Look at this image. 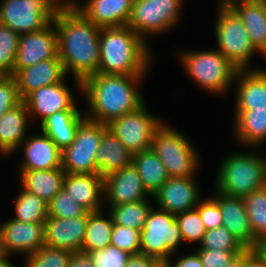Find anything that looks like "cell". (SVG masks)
Instances as JSON below:
<instances>
[{
	"instance_id": "8992f818",
	"label": "cell",
	"mask_w": 266,
	"mask_h": 267,
	"mask_svg": "<svg viewBox=\"0 0 266 267\" xmlns=\"http://www.w3.org/2000/svg\"><path fill=\"white\" fill-rule=\"evenodd\" d=\"M164 122L154 133L152 151L159 157L171 178L195 176L199 156L190 140Z\"/></svg>"
},
{
	"instance_id": "6da1fadb",
	"label": "cell",
	"mask_w": 266,
	"mask_h": 267,
	"mask_svg": "<svg viewBox=\"0 0 266 267\" xmlns=\"http://www.w3.org/2000/svg\"><path fill=\"white\" fill-rule=\"evenodd\" d=\"M54 25L58 56L66 74H73L76 89L81 93V82L98 73L101 28L86 19L69 1L56 13Z\"/></svg>"
},
{
	"instance_id": "52a82bcc",
	"label": "cell",
	"mask_w": 266,
	"mask_h": 267,
	"mask_svg": "<svg viewBox=\"0 0 266 267\" xmlns=\"http://www.w3.org/2000/svg\"><path fill=\"white\" fill-rule=\"evenodd\" d=\"M216 8V50L239 70L251 69V59L258 51L252 45L241 18L231 7Z\"/></svg>"
},
{
	"instance_id": "b9f144b4",
	"label": "cell",
	"mask_w": 266,
	"mask_h": 267,
	"mask_svg": "<svg viewBox=\"0 0 266 267\" xmlns=\"http://www.w3.org/2000/svg\"><path fill=\"white\" fill-rule=\"evenodd\" d=\"M196 209L207 231L222 226V213L219 206V192L217 190L214 196L201 200Z\"/></svg>"
},
{
	"instance_id": "6f0895ef",
	"label": "cell",
	"mask_w": 266,
	"mask_h": 267,
	"mask_svg": "<svg viewBox=\"0 0 266 267\" xmlns=\"http://www.w3.org/2000/svg\"><path fill=\"white\" fill-rule=\"evenodd\" d=\"M4 76V74H2L1 72H0V78H2Z\"/></svg>"
},
{
	"instance_id": "ba28073f",
	"label": "cell",
	"mask_w": 266,
	"mask_h": 267,
	"mask_svg": "<svg viewBox=\"0 0 266 267\" xmlns=\"http://www.w3.org/2000/svg\"><path fill=\"white\" fill-rule=\"evenodd\" d=\"M68 0H2L0 24L17 34L41 30L54 22L56 13Z\"/></svg>"
},
{
	"instance_id": "cb8c5ba5",
	"label": "cell",
	"mask_w": 266,
	"mask_h": 267,
	"mask_svg": "<svg viewBox=\"0 0 266 267\" xmlns=\"http://www.w3.org/2000/svg\"><path fill=\"white\" fill-rule=\"evenodd\" d=\"M219 206L222 226L227 228L246 249H254V234L243 199L219 192Z\"/></svg>"
},
{
	"instance_id": "4fadbf2b",
	"label": "cell",
	"mask_w": 266,
	"mask_h": 267,
	"mask_svg": "<svg viewBox=\"0 0 266 267\" xmlns=\"http://www.w3.org/2000/svg\"><path fill=\"white\" fill-rule=\"evenodd\" d=\"M45 245V224L8 219L0 226V251L30 255Z\"/></svg>"
},
{
	"instance_id": "e0dca14e",
	"label": "cell",
	"mask_w": 266,
	"mask_h": 267,
	"mask_svg": "<svg viewBox=\"0 0 266 267\" xmlns=\"http://www.w3.org/2000/svg\"><path fill=\"white\" fill-rule=\"evenodd\" d=\"M104 201L108 206L120 205L152 197L145 189L134 165L124 167L103 177ZM147 197V198H146Z\"/></svg>"
},
{
	"instance_id": "d6a6232c",
	"label": "cell",
	"mask_w": 266,
	"mask_h": 267,
	"mask_svg": "<svg viewBox=\"0 0 266 267\" xmlns=\"http://www.w3.org/2000/svg\"><path fill=\"white\" fill-rule=\"evenodd\" d=\"M254 234V249L266 237V186L242 198Z\"/></svg>"
},
{
	"instance_id": "277c9868",
	"label": "cell",
	"mask_w": 266,
	"mask_h": 267,
	"mask_svg": "<svg viewBox=\"0 0 266 267\" xmlns=\"http://www.w3.org/2000/svg\"><path fill=\"white\" fill-rule=\"evenodd\" d=\"M262 153H229L222 159L215 190L228 196L243 198L266 186V157Z\"/></svg>"
},
{
	"instance_id": "4316f807",
	"label": "cell",
	"mask_w": 266,
	"mask_h": 267,
	"mask_svg": "<svg viewBox=\"0 0 266 267\" xmlns=\"http://www.w3.org/2000/svg\"><path fill=\"white\" fill-rule=\"evenodd\" d=\"M85 119L79 110H63L40 122V128L62 152L73 142L77 128Z\"/></svg>"
},
{
	"instance_id": "e575fe53",
	"label": "cell",
	"mask_w": 266,
	"mask_h": 267,
	"mask_svg": "<svg viewBox=\"0 0 266 267\" xmlns=\"http://www.w3.org/2000/svg\"><path fill=\"white\" fill-rule=\"evenodd\" d=\"M14 205L15 217L13 219L17 221L44 223L49 217L48 204L22 188Z\"/></svg>"
},
{
	"instance_id": "60d3db41",
	"label": "cell",
	"mask_w": 266,
	"mask_h": 267,
	"mask_svg": "<svg viewBox=\"0 0 266 267\" xmlns=\"http://www.w3.org/2000/svg\"><path fill=\"white\" fill-rule=\"evenodd\" d=\"M141 231L114 224L111 234V245L128 252L130 255L139 254L141 239Z\"/></svg>"
},
{
	"instance_id": "5bb4252c",
	"label": "cell",
	"mask_w": 266,
	"mask_h": 267,
	"mask_svg": "<svg viewBox=\"0 0 266 267\" xmlns=\"http://www.w3.org/2000/svg\"><path fill=\"white\" fill-rule=\"evenodd\" d=\"M57 56V30L54 22L41 30L21 34L15 57L14 75L22 68Z\"/></svg>"
},
{
	"instance_id": "8fae6325",
	"label": "cell",
	"mask_w": 266,
	"mask_h": 267,
	"mask_svg": "<svg viewBox=\"0 0 266 267\" xmlns=\"http://www.w3.org/2000/svg\"><path fill=\"white\" fill-rule=\"evenodd\" d=\"M107 125L85 119L73 142L62 151V169L70 174L97 173L96 154Z\"/></svg>"
},
{
	"instance_id": "9f6ffc18",
	"label": "cell",
	"mask_w": 266,
	"mask_h": 267,
	"mask_svg": "<svg viewBox=\"0 0 266 267\" xmlns=\"http://www.w3.org/2000/svg\"><path fill=\"white\" fill-rule=\"evenodd\" d=\"M264 9H265V13H266V1H264Z\"/></svg>"
},
{
	"instance_id": "4dcf8cb0",
	"label": "cell",
	"mask_w": 266,
	"mask_h": 267,
	"mask_svg": "<svg viewBox=\"0 0 266 267\" xmlns=\"http://www.w3.org/2000/svg\"><path fill=\"white\" fill-rule=\"evenodd\" d=\"M132 164L137 169L146 191L151 196L170 178L165 165L152 149L133 154Z\"/></svg>"
},
{
	"instance_id": "2e32d148",
	"label": "cell",
	"mask_w": 266,
	"mask_h": 267,
	"mask_svg": "<svg viewBox=\"0 0 266 267\" xmlns=\"http://www.w3.org/2000/svg\"><path fill=\"white\" fill-rule=\"evenodd\" d=\"M69 86L64 82L44 86L32 92L25 100L30 118L42 122L49 116L63 110H78L77 101Z\"/></svg>"
},
{
	"instance_id": "d4e9b609",
	"label": "cell",
	"mask_w": 266,
	"mask_h": 267,
	"mask_svg": "<svg viewBox=\"0 0 266 267\" xmlns=\"http://www.w3.org/2000/svg\"><path fill=\"white\" fill-rule=\"evenodd\" d=\"M30 115L23 101L0 117V154L8 156L20 149L27 138Z\"/></svg>"
},
{
	"instance_id": "f6af8a7d",
	"label": "cell",
	"mask_w": 266,
	"mask_h": 267,
	"mask_svg": "<svg viewBox=\"0 0 266 267\" xmlns=\"http://www.w3.org/2000/svg\"><path fill=\"white\" fill-rule=\"evenodd\" d=\"M204 267H226L229 262L242 251H224V250H209L196 249L195 250Z\"/></svg>"
},
{
	"instance_id": "f1b7e54d",
	"label": "cell",
	"mask_w": 266,
	"mask_h": 267,
	"mask_svg": "<svg viewBox=\"0 0 266 267\" xmlns=\"http://www.w3.org/2000/svg\"><path fill=\"white\" fill-rule=\"evenodd\" d=\"M131 153L108 128L104 131L96 154L97 174L102 177L132 165Z\"/></svg>"
},
{
	"instance_id": "7dc6e473",
	"label": "cell",
	"mask_w": 266,
	"mask_h": 267,
	"mask_svg": "<svg viewBox=\"0 0 266 267\" xmlns=\"http://www.w3.org/2000/svg\"><path fill=\"white\" fill-rule=\"evenodd\" d=\"M176 262V263H175ZM169 260L171 267H204L198 253L195 251L188 256L179 257L177 261Z\"/></svg>"
},
{
	"instance_id": "816d5d0a",
	"label": "cell",
	"mask_w": 266,
	"mask_h": 267,
	"mask_svg": "<svg viewBox=\"0 0 266 267\" xmlns=\"http://www.w3.org/2000/svg\"><path fill=\"white\" fill-rule=\"evenodd\" d=\"M255 250L266 261V237L257 243Z\"/></svg>"
},
{
	"instance_id": "ee69618b",
	"label": "cell",
	"mask_w": 266,
	"mask_h": 267,
	"mask_svg": "<svg viewBox=\"0 0 266 267\" xmlns=\"http://www.w3.org/2000/svg\"><path fill=\"white\" fill-rule=\"evenodd\" d=\"M96 267H125L130 254L109 245L106 249L89 253Z\"/></svg>"
},
{
	"instance_id": "7bdbcfd3",
	"label": "cell",
	"mask_w": 266,
	"mask_h": 267,
	"mask_svg": "<svg viewBox=\"0 0 266 267\" xmlns=\"http://www.w3.org/2000/svg\"><path fill=\"white\" fill-rule=\"evenodd\" d=\"M22 102L14 76L4 75L0 78V117Z\"/></svg>"
},
{
	"instance_id": "484cf974",
	"label": "cell",
	"mask_w": 266,
	"mask_h": 267,
	"mask_svg": "<svg viewBox=\"0 0 266 267\" xmlns=\"http://www.w3.org/2000/svg\"><path fill=\"white\" fill-rule=\"evenodd\" d=\"M20 188L35 194L47 204L63 188L65 171L62 168L48 170H19Z\"/></svg>"
},
{
	"instance_id": "74e56055",
	"label": "cell",
	"mask_w": 266,
	"mask_h": 267,
	"mask_svg": "<svg viewBox=\"0 0 266 267\" xmlns=\"http://www.w3.org/2000/svg\"><path fill=\"white\" fill-rule=\"evenodd\" d=\"M197 249L243 251L246 248L224 226L206 231Z\"/></svg>"
},
{
	"instance_id": "d590c367",
	"label": "cell",
	"mask_w": 266,
	"mask_h": 267,
	"mask_svg": "<svg viewBox=\"0 0 266 267\" xmlns=\"http://www.w3.org/2000/svg\"><path fill=\"white\" fill-rule=\"evenodd\" d=\"M71 251L43 246L36 252L27 255L24 267H68Z\"/></svg>"
},
{
	"instance_id": "f546056e",
	"label": "cell",
	"mask_w": 266,
	"mask_h": 267,
	"mask_svg": "<svg viewBox=\"0 0 266 267\" xmlns=\"http://www.w3.org/2000/svg\"><path fill=\"white\" fill-rule=\"evenodd\" d=\"M234 115L236 141L253 149L262 146L266 140V110H235Z\"/></svg>"
},
{
	"instance_id": "603a6c76",
	"label": "cell",
	"mask_w": 266,
	"mask_h": 267,
	"mask_svg": "<svg viewBox=\"0 0 266 267\" xmlns=\"http://www.w3.org/2000/svg\"><path fill=\"white\" fill-rule=\"evenodd\" d=\"M236 109L266 110V69L239 70L235 78Z\"/></svg>"
},
{
	"instance_id": "9a60e30c",
	"label": "cell",
	"mask_w": 266,
	"mask_h": 267,
	"mask_svg": "<svg viewBox=\"0 0 266 267\" xmlns=\"http://www.w3.org/2000/svg\"><path fill=\"white\" fill-rule=\"evenodd\" d=\"M195 178L170 177L152 196L158 209L174 215L195 209L202 200Z\"/></svg>"
},
{
	"instance_id": "db71d44e",
	"label": "cell",
	"mask_w": 266,
	"mask_h": 267,
	"mask_svg": "<svg viewBox=\"0 0 266 267\" xmlns=\"http://www.w3.org/2000/svg\"><path fill=\"white\" fill-rule=\"evenodd\" d=\"M249 0H218L217 7H231L233 4Z\"/></svg>"
},
{
	"instance_id": "11a10c76",
	"label": "cell",
	"mask_w": 266,
	"mask_h": 267,
	"mask_svg": "<svg viewBox=\"0 0 266 267\" xmlns=\"http://www.w3.org/2000/svg\"><path fill=\"white\" fill-rule=\"evenodd\" d=\"M153 267H171L169 261H158Z\"/></svg>"
},
{
	"instance_id": "9c48e42d",
	"label": "cell",
	"mask_w": 266,
	"mask_h": 267,
	"mask_svg": "<svg viewBox=\"0 0 266 267\" xmlns=\"http://www.w3.org/2000/svg\"><path fill=\"white\" fill-rule=\"evenodd\" d=\"M140 239V253L158 261H169L184 242L175 215L157 207L149 211Z\"/></svg>"
},
{
	"instance_id": "bcb514c9",
	"label": "cell",
	"mask_w": 266,
	"mask_h": 267,
	"mask_svg": "<svg viewBox=\"0 0 266 267\" xmlns=\"http://www.w3.org/2000/svg\"><path fill=\"white\" fill-rule=\"evenodd\" d=\"M157 259L145 254H132L129 256L125 267H153Z\"/></svg>"
},
{
	"instance_id": "836d02e7",
	"label": "cell",
	"mask_w": 266,
	"mask_h": 267,
	"mask_svg": "<svg viewBox=\"0 0 266 267\" xmlns=\"http://www.w3.org/2000/svg\"><path fill=\"white\" fill-rule=\"evenodd\" d=\"M152 207L149 200H141L110 206L108 212L112 215L114 224L141 231Z\"/></svg>"
},
{
	"instance_id": "83f0119b",
	"label": "cell",
	"mask_w": 266,
	"mask_h": 267,
	"mask_svg": "<svg viewBox=\"0 0 266 267\" xmlns=\"http://www.w3.org/2000/svg\"><path fill=\"white\" fill-rule=\"evenodd\" d=\"M231 8L241 18L250 40L259 54L266 57V13L264 2L259 0L241 1Z\"/></svg>"
},
{
	"instance_id": "7c38bea8",
	"label": "cell",
	"mask_w": 266,
	"mask_h": 267,
	"mask_svg": "<svg viewBox=\"0 0 266 267\" xmlns=\"http://www.w3.org/2000/svg\"><path fill=\"white\" fill-rule=\"evenodd\" d=\"M164 122L149 113L146 102L135 111L107 124L108 129L133 154L151 149L154 133Z\"/></svg>"
},
{
	"instance_id": "7a4b0ae2",
	"label": "cell",
	"mask_w": 266,
	"mask_h": 267,
	"mask_svg": "<svg viewBox=\"0 0 266 267\" xmlns=\"http://www.w3.org/2000/svg\"><path fill=\"white\" fill-rule=\"evenodd\" d=\"M144 76L97 73L84 79L81 94L90 108L86 119L107 125L138 109L145 103L137 86Z\"/></svg>"
},
{
	"instance_id": "f5cc1de1",
	"label": "cell",
	"mask_w": 266,
	"mask_h": 267,
	"mask_svg": "<svg viewBox=\"0 0 266 267\" xmlns=\"http://www.w3.org/2000/svg\"><path fill=\"white\" fill-rule=\"evenodd\" d=\"M0 267H16L10 262V258L0 251Z\"/></svg>"
},
{
	"instance_id": "7402d4cb",
	"label": "cell",
	"mask_w": 266,
	"mask_h": 267,
	"mask_svg": "<svg viewBox=\"0 0 266 267\" xmlns=\"http://www.w3.org/2000/svg\"><path fill=\"white\" fill-rule=\"evenodd\" d=\"M62 189L88 212L103 210L104 179L100 174L66 173Z\"/></svg>"
},
{
	"instance_id": "ffe728a7",
	"label": "cell",
	"mask_w": 266,
	"mask_h": 267,
	"mask_svg": "<svg viewBox=\"0 0 266 267\" xmlns=\"http://www.w3.org/2000/svg\"><path fill=\"white\" fill-rule=\"evenodd\" d=\"M66 76L63 63L57 56L20 69L14 75V78L17 82L20 97L24 101L35 90L62 82Z\"/></svg>"
},
{
	"instance_id": "681fc988",
	"label": "cell",
	"mask_w": 266,
	"mask_h": 267,
	"mask_svg": "<svg viewBox=\"0 0 266 267\" xmlns=\"http://www.w3.org/2000/svg\"><path fill=\"white\" fill-rule=\"evenodd\" d=\"M246 267H266V261L255 249H246Z\"/></svg>"
},
{
	"instance_id": "3957f363",
	"label": "cell",
	"mask_w": 266,
	"mask_h": 267,
	"mask_svg": "<svg viewBox=\"0 0 266 267\" xmlns=\"http://www.w3.org/2000/svg\"><path fill=\"white\" fill-rule=\"evenodd\" d=\"M147 44L128 26L101 28L98 73L145 75L153 56Z\"/></svg>"
},
{
	"instance_id": "c3c4849f",
	"label": "cell",
	"mask_w": 266,
	"mask_h": 267,
	"mask_svg": "<svg viewBox=\"0 0 266 267\" xmlns=\"http://www.w3.org/2000/svg\"><path fill=\"white\" fill-rule=\"evenodd\" d=\"M68 267H96L90 255L84 252H73Z\"/></svg>"
},
{
	"instance_id": "1f68e13d",
	"label": "cell",
	"mask_w": 266,
	"mask_h": 267,
	"mask_svg": "<svg viewBox=\"0 0 266 267\" xmlns=\"http://www.w3.org/2000/svg\"><path fill=\"white\" fill-rule=\"evenodd\" d=\"M103 213V210L89 212L81 252L89 254L92 251L106 249L111 245V234L114 227V221L110 213L106 215V218Z\"/></svg>"
},
{
	"instance_id": "f907efd6",
	"label": "cell",
	"mask_w": 266,
	"mask_h": 267,
	"mask_svg": "<svg viewBox=\"0 0 266 267\" xmlns=\"http://www.w3.org/2000/svg\"><path fill=\"white\" fill-rule=\"evenodd\" d=\"M226 267H246V249L236 255Z\"/></svg>"
},
{
	"instance_id": "ab89813d",
	"label": "cell",
	"mask_w": 266,
	"mask_h": 267,
	"mask_svg": "<svg viewBox=\"0 0 266 267\" xmlns=\"http://www.w3.org/2000/svg\"><path fill=\"white\" fill-rule=\"evenodd\" d=\"M48 212L53 217L76 218L84 216L88 211L62 189L48 203Z\"/></svg>"
},
{
	"instance_id": "30bf717a",
	"label": "cell",
	"mask_w": 266,
	"mask_h": 267,
	"mask_svg": "<svg viewBox=\"0 0 266 267\" xmlns=\"http://www.w3.org/2000/svg\"><path fill=\"white\" fill-rule=\"evenodd\" d=\"M182 3V0H133L127 26L147 42L149 35L155 37L178 25Z\"/></svg>"
},
{
	"instance_id": "f35d334b",
	"label": "cell",
	"mask_w": 266,
	"mask_h": 267,
	"mask_svg": "<svg viewBox=\"0 0 266 267\" xmlns=\"http://www.w3.org/2000/svg\"><path fill=\"white\" fill-rule=\"evenodd\" d=\"M183 241L201 243L207 229L198 210L192 209L175 215Z\"/></svg>"
},
{
	"instance_id": "d6986e66",
	"label": "cell",
	"mask_w": 266,
	"mask_h": 267,
	"mask_svg": "<svg viewBox=\"0 0 266 267\" xmlns=\"http://www.w3.org/2000/svg\"><path fill=\"white\" fill-rule=\"evenodd\" d=\"M86 19L100 28L127 26L133 0H68Z\"/></svg>"
},
{
	"instance_id": "ac0fdd59",
	"label": "cell",
	"mask_w": 266,
	"mask_h": 267,
	"mask_svg": "<svg viewBox=\"0 0 266 267\" xmlns=\"http://www.w3.org/2000/svg\"><path fill=\"white\" fill-rule=\"evenodd\" d=\"M89 212L76 218L49 216L45 224V246L80 252L88 223Z\"/></svg>"
},
{
	"instance_id": "8d00e7d4",
	"label": "cell",
	"mask_w": 266,
	"mask_h": 267,
	"mask_svg": "<svg viewBox=\"0 0 266 267\" xmlns=\"http://www.w3.org/2000/svg\"><path fill=\"white\" fill-rule=\"evenodd\" d=\"M19 34L0 24V72L14 76V63L19 44Z\"/></svg>"
},
{
	"instance_id": "44dd1931",
	"label": "cell",
	"mask_w": 266,
	"mask_h": 267,
	"mask_svg": "<svg viewBox=\"0 0 266 267\" xmlns=\"http://www.w3.org/2000/svg\"><path fill=\"white\" fill-rule=\"evenodd\" d=\"M23 158L19 170H48L62 168V152L45 133L32 134L21 143Z\"/></svg>"
},
{
	"instance_id": "5b68a950",
	"label": "cell",
	"mask_w": 266,
	"mask_h": 267,
	"mask_svg": "<svg viewBox=\"0 0 266 267\" xmlns=\"http://www.w3.org/2000/svg\"><path fill=\"white\" fill-rule=\"evenodd\" d=\"M179 54L189 77L205 91L219 95L233 86L239 69L218 50H191Z\"/></svg>"
}]
</instances>
